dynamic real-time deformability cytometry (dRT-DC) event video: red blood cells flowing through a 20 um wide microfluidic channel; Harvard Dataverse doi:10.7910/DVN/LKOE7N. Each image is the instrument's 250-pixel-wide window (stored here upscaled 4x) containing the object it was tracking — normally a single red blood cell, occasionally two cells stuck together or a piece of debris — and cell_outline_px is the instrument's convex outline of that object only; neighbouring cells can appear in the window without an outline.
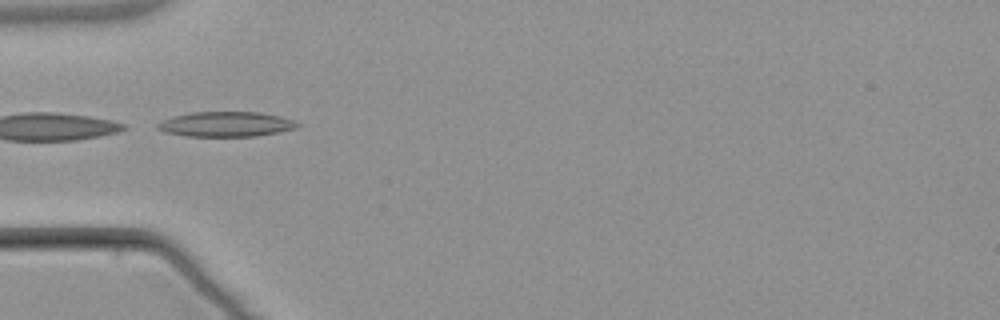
{"species": "common noctule bat (a hibernating species)", "species_latin": "Nyctalus noctula", "temperature_condition": "warm", "stored_images_in_passage": 2, "camera_frame_rate_fps": 3000, "um_per_image_px": 0.085, "animal": {"sex": "male", "body_mass_g": 21.5, "forearm_length_mm": 52.0}, "frame": {"image": 1, "passage_image": 1, "time_ms": 0.0, "image_size_px": [1000, 320], "cell_outline_px": [[300, 124], [296, 128], [280, 132], [256, 136], [184, 136], [164, 132], [156, 128], [156, 124], [164, 120], [176, 116], [192, 112], [260, 112], [280, 116], [292, 120]], "centroid_in_image_um": [19.21, 10.56], "position_along_channel_um": 65.8, "area_um2": 20.29}}
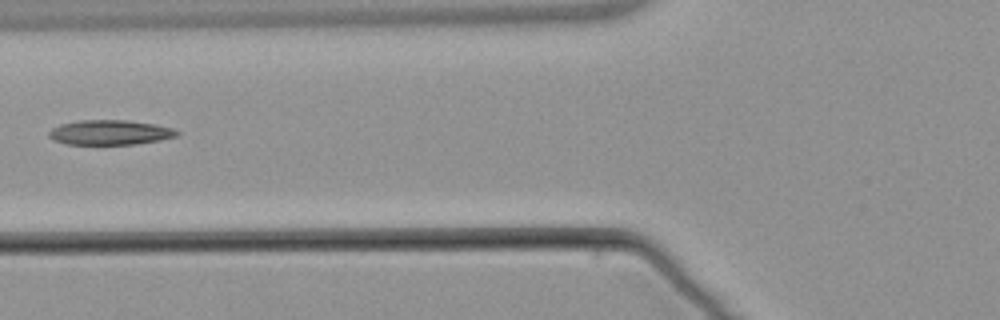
{"frame": {"image": 2, "passage_image": 2, "time_ms": 1.333, "image_size_px": [1000, 320], "cell_outline_px": [[180, 132], [176, 136], [160, 140], [136, 144], [68, 144], [52, 140], [48, 136], [48, 132], [52, 128], [60, 124], [80, 120], [128, 120], [156, 124], [172, 128]], "centroid_in_image_um": [9.33, 11.25], "position_along_channel_um": 116.5, "area_um2": 18.55}}